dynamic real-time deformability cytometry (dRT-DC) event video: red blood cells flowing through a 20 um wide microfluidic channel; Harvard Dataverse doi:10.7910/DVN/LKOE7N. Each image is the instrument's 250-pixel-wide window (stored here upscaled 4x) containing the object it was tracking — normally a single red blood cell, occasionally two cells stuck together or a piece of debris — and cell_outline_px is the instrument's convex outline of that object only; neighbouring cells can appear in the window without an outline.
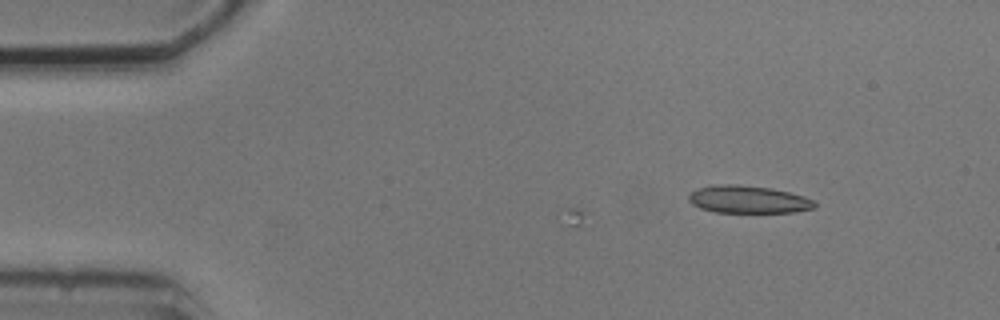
{"species": "common noctule bat (a hibernating species)", "species_latin": "Nyctalus noctula", "temperature_condition": "cold", "stored_images_in_passage": 4, "camera_frame_rate_fps": 3000, "um_per_image_px": 0.085, "animal": {"sex": "male", "body_mass_g": 20.5, "forearm_length_mm": 52.5}, "frame": {"image": 1, "passage_image": 4, "time_ms": 3.667, "image_size_px": [1000, 320], "cell_outline_px": [[816, 208], [796, 212], [716, 212], [700, 208], [692, 204], [688, 200], [688, 196], [692, 192], [700, 188], [712, 184], [736, 184], [772, 188], [804, 196], [816, 200]], "centroid_in_image_um": [63.63, 16.95], "position_along_channel_um": 21.4, "area_um2": 20.35}}